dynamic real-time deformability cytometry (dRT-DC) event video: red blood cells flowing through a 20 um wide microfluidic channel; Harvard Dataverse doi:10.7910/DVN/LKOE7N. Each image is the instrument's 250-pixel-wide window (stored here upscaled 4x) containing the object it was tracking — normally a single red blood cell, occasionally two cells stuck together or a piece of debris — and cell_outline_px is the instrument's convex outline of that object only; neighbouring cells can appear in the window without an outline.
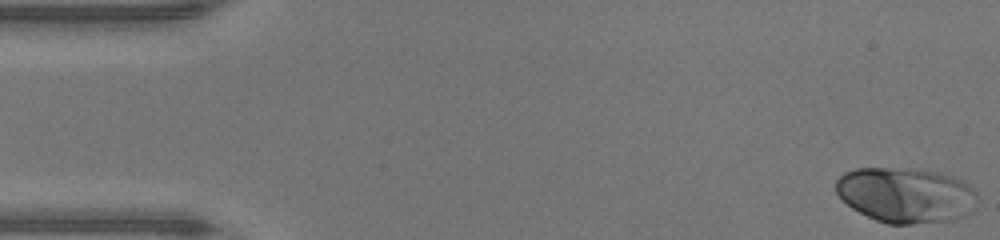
{"species": "human", "species_latin": "Homo sapiens", "temperature_condition": "warm", "stored_images_in_passage": 47, "camera_frame_rate_fps": 3000, "um_per_image_px": 0.085, "donor": {"sex": "male"}, "frame": {"image": 1, "passage_image": 1, "time_ms": 0.0, "image_size_px": [1000, 240], "cell_outline_px": [[976, 196], [972, 212], [956, 220], [912, 224], [888, 224], [876, 220], [852, 208], [836, 192], [836, 180], [844, 172], [856, 168], [912, 168], [936, 172], [960, 180], [968, 184], [976, 192]], "centroid_in_image_um": [76.99, 16.58], "position_along_channel_um": 8.0, "area_um2": 45.49}}
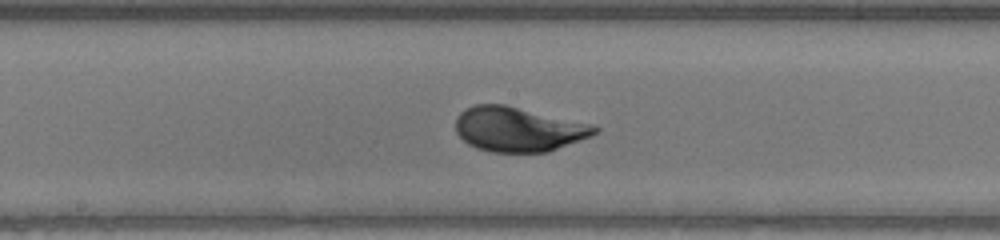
{"frame": {"image": 2, "passage_image": 24, "time_ms": 7.667, "image_size_px": [1000, 240], "cell_outline_px": [[600, 128], [596, 132], [588, 136], [548, 152], [492, 152], [476, 148], [468, 144], [456, 132], [456, 116], [464, 108], [476, 104], [504, 104], [588, 124]], "centroid_in_image_um": [43.96, 10.98], "position_along_channel_um": 204.2, "area_um2": 35.55}}
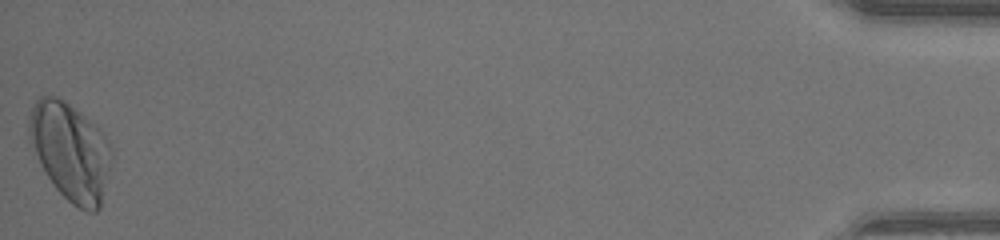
{"frame": {"image": 3, "passage_image": 47, "time_ms": 15.333, "image_size_px": [1000, 240], "cell_outline_px": [[112, 164], [100, 208], [96, 212], [88, 212], [72, 204], [56, 188], [40, 164], [28, 140], [28, 116], [36, 100], [40, 96], [56, 96], [64, 100], [80, 112], [100, 128], [104, 132], [112, 148]], "centroid_in_image_um": [6.01, 12.86], "position_along_channel_um": 429.2, "area_um2": 47.4}, "authors_computed_cell_mechanics": {"area_um2": 35.7782, "velocity_mm_per_s": 4.3446, "shape_relaxation_time_tau1_ms": 2.6184, "shape_relaxation_time_tau2_ms": null, "deformation_change_tau1": 0.1765, "deformation_change_tau2": null}}